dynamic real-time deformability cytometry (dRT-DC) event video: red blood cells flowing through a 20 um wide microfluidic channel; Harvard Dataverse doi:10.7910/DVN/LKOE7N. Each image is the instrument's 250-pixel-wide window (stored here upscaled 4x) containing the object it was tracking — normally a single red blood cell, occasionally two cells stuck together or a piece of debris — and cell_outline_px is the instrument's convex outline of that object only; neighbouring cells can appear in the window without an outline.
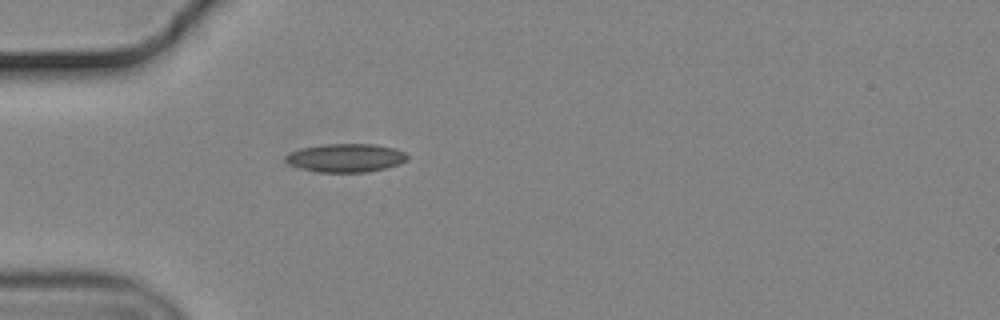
{"species": "common noctule bat (a hibernating species)", "species_latin": "Nyctalus noctula", "temperature_condition": "cold", "stored_images_in_passage": 40, "camera_frame_rate_fps": 3000, "um_per_image_px": 0.085, "animal": {"sex": "male", "body_mass_g": 19.2, "forearm_length_mm": 51.8}, "frame": {"image": 1, "passage_image": 1, "time_ms": 0.0, "image_size_px": [1000, 320], "cell_outline_px": [[408, 160], [400, 164], [384, 168], [364, 172], [312, 172], [288, 164], [284, 160], [284, 156], [300, 148], [324, 144], [372, 144], [396, 148], [404, 152], [408, 156]], "centroid_in_image_um": [29.37, 13.42], "position_along_channel_um": 55.6, "area_um2": 20.29}}
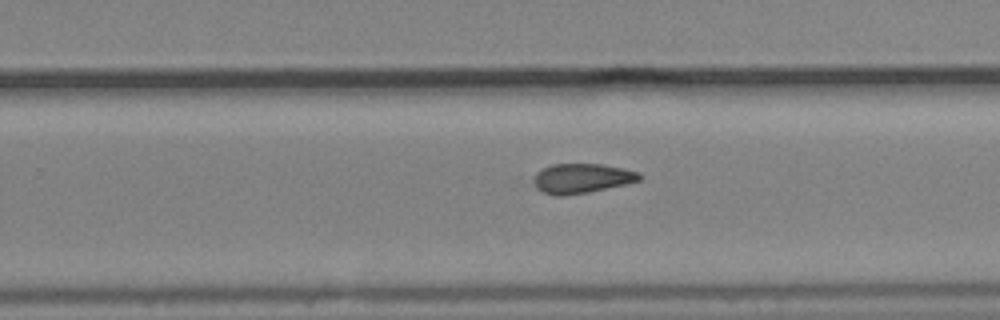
{"frame": {"image": 2, "passage_image": 20, "time_ms": 6.333, "image_size_px": [1000, 320], "cell_outline_px": [[644, 176], [640, 180], [628, 184], [588, 192], [564, 196], [556, 196], [544, 192], [536, 188], [532, 180], [532, 176], [536, 172], [552, 164], [600, 164], [640, 172]], "centroid_in_image_um": [49.44, 15.17], "position_along_channel_um": 280.4, "area_um2": 18.44}}
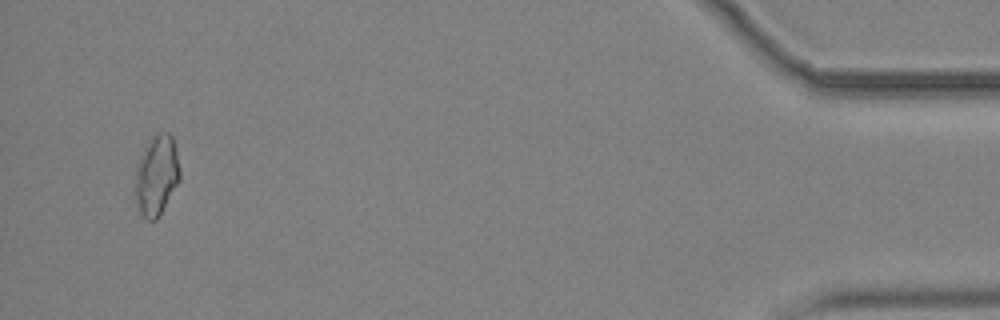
{"frame": {"image": 3, "passage_image": 38, "time_ms": 12.333, "image_size_px": [1000, 320], "cell_outline_px": [[180, 180], [156, 220], [148, 220], [140, 212], [132, 192], [132, 188], [136, 168], [140, 156], [148, 140], [152, 136], [160, 132], [168, 132], [172, 136], [176, 152], [180, 172]], "centroid_in_image_um": [13.26, 14.9], "position_along_channel_um": 421.9, "area_um2": 21.1}, "authors_computed_cell_mechanics": {"area_um2": 18.7561, "velocity_mm_per_s": 3.6776, "shape_relaxation_time_tau1_ms": null, "shape_relaxation_time_tau2_ms": 9.0423, "deformation_change_tau1": null, "deformation_change_tau2": 0.1738}}